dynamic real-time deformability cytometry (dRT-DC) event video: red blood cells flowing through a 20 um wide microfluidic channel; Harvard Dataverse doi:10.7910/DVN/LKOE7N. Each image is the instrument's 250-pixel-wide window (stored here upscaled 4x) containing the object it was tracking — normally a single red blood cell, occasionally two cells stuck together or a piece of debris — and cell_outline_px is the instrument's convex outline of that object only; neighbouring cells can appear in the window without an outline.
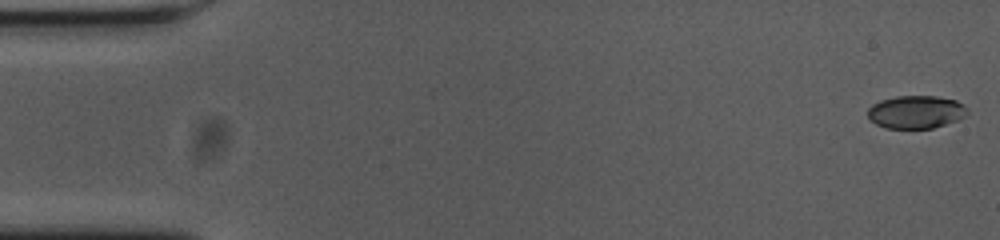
{"species": "common noctule bat (a hibernating species)", "species_latin": "Nyctalus noctula", "temperature_condition": "cold", "stored_images_in_passage": 55, "camera_frame_rate_fps": 3000, "um_per_image_px": 0.085, "animal": {"sex": "female", "body_mass_g": 23.0, "forearm_length_mm": 53.4}, "frame": {"image": 1, "passage_image": 1, "time_ms": 0.0, "image_size_px": [1000, 240], "cell_outline_px": [[968, 112], [964, 116], [956, 120], [932, 128], [888, 128], [876, 124], [868, 116], [868, 108], [872, 104], [880, 100], [896, 96], [936, 96], [956, 100], [964, 104]], "centroid_in_image_um": [77.85, 9.5], "position_along_channel_um": 7.2, "area_um2": 18.96}}
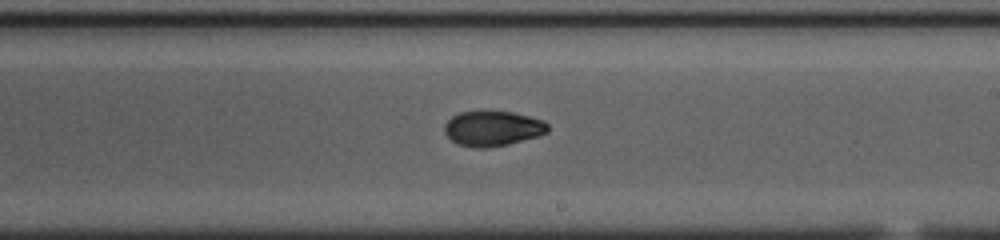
{"frame": {"image": 2, "passage_image": 32, "time_ms": 10.333, "image_size_px": [1000, 240], "cell_outline_px": [[548, 132], [540, 136], [508, 144], [488, 148], [472, 148], [460, 144], [452, 140], [444, 132], [444, 124], [452, 116], [460, 112], [488, 108], [512, 112], [544, 120], [548, 124]], "centroid_in_image_um": [41.88, 10.88], "position_along_channel_um": 247.1, "area_um2": 21.85}}
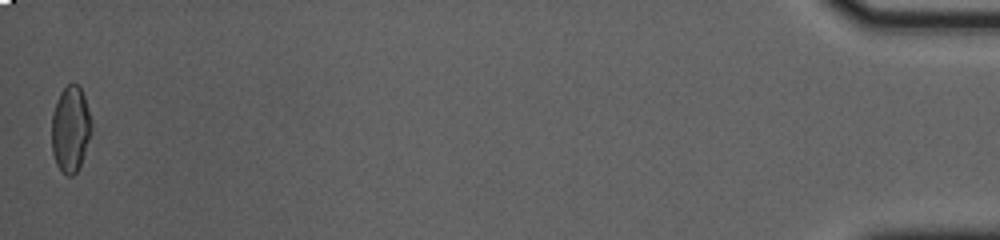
{"frame": {"image": 3, "passage_image": 55, "time_ms": 18.0, "image_size_px": [1000, 240], "cell_outline_px": [[92, 128], [80, 164], [76, 172], [72, 176], [68, 176], [56, 164], [52, 152], [52, 112], [56, 100], [60, 92], [68, 84], [76, 84], [80, 88], [84, 96], [92, 120]], "centroid_in_image_um": [5.98, 10.94], "position_along_channel_um": 429.2, "area_um2": 19.77}, "authors_computed_cell_mechanics": {"area_um2": 20.8658, "velocity_mm_per_s": 3.6644, "shape_relaxation_time_tau1_ms": null, "shape_relaxation_time_tau2_ms": 1.6037, "deformation_change_tau1": null, "deformation_change_tau2": 0.0498}}